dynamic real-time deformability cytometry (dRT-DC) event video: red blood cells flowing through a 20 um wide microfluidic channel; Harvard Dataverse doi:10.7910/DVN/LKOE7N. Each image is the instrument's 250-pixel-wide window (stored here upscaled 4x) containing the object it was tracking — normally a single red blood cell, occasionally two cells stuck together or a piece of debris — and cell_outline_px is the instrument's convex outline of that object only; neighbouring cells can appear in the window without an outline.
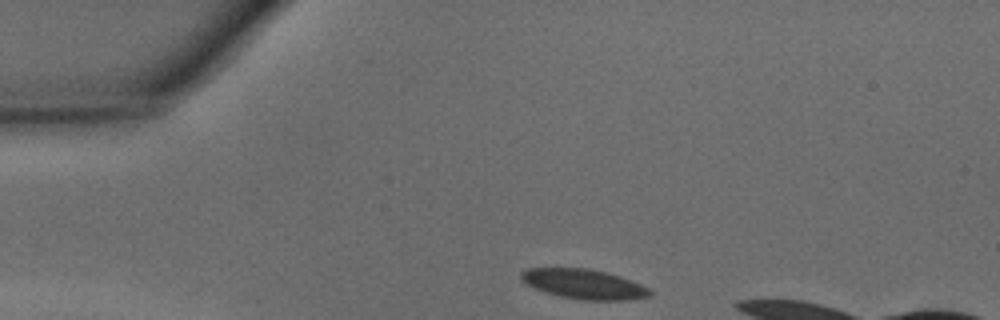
{"species": "common noctule bat (a hibernating species)", "species_latin": "Nyctalus noctula", "temperature_condition": "warm", "stored_images_in_passage": 6, "camera_frame_rate_fps": 3000, "um_per_image_px": 0.085, "animal": {"sex": "male", "body_mass_g": 15.6}, "frame": {"image": 1, "passage_image": 1, "time_ms": 0.0, "image_size_px": [1000, 320], "cell_outline_px": [[652, 296], [628, 300], [584, 300], [560, 296], [544, 292], [532, 288], [524, 284], [520, 280], [520, 272], [528, 268], [588, 268], [620, 276], [640, 284], [648, 288], [652, 292]], "centroid_in_image_um": [49.58, 24.15], "position_along_channel_um": 35.4, "area_um2": 22.48}}